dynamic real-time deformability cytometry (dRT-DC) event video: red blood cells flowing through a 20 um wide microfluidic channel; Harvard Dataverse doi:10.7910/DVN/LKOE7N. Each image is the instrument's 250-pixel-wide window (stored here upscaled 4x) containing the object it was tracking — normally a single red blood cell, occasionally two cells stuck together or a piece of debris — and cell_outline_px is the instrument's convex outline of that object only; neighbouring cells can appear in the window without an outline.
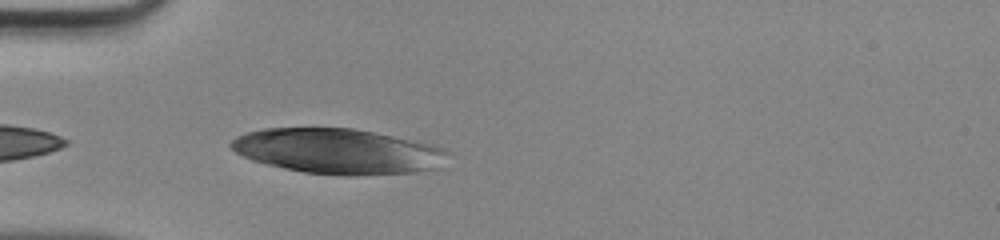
{"species": "human", "species_latin": "Homo sapiens", "temperature_condition": "room temperature", "stored_images_in_passage": 5, "camera_frame_rate_fps": 3000, "um_per_image_px": 0.085, "donor": {"sex": "male"}, "frame": {"image": 1, "passage_image": 1, "time_ms": 0.0, "image_size_px": [1000, 240], "cell_outline_px": [[448, 152], [436, 168], [416, 172], [348, 176], [344, 176], [304, 172], [284, 168], [252, 160], [236, 152], [228, 144], [236, 136], [248, 132], [264, 128], [352, 128], [420, 140], [440, 144]], "centroid_in_image_um": [28.76, 12.84], "position_along_channel_um": 56.2, "area_um2": 57.34}}
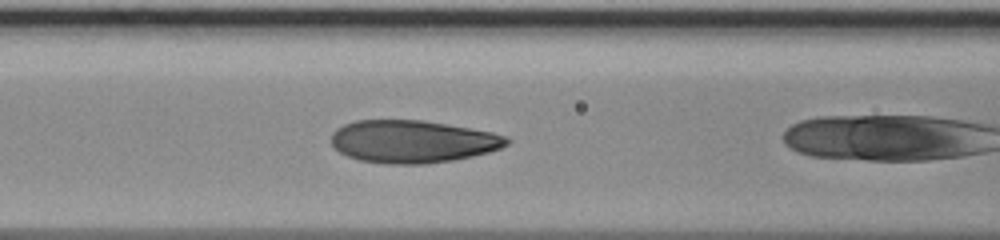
{"frame": {"image": 2, "passage_image": 4, "time_ms": 1.0, "image_size_px": [1000, 240], "cell_outline_px": [[512, 140], [508, 144], [500, 148], [488, 152], [472, 156], [452, 160], [424, 164], [388, 164], [360, 160], [348, 156], [340, 152], [332, 144], [332, 132], [336, 128], [344, 124], [356, 120], [420, 120], [492, 132], [508, 136]], "centroid_in_image_um": [35.07, 12.03], "position_along_channel_um": 131.5, "area_um2": 43.41}}